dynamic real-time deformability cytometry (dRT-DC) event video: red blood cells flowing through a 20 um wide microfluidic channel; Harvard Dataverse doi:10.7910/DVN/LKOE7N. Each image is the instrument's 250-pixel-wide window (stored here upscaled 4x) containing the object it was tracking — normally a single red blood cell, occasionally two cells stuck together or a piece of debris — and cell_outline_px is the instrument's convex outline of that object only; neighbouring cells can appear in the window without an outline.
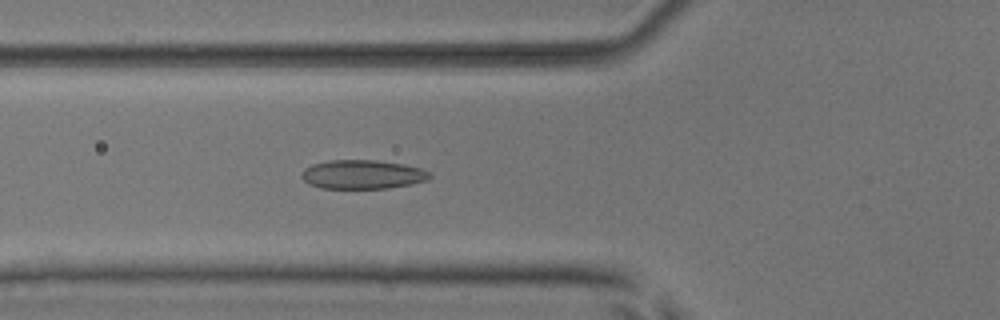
{"species": "common noctule bat (a hibernating species)", "species_latin": "Nyctalus noctula", "temperature_condition": "room temperature", "stored_images_in_passage": 6, "camera_frame_rate_fps": 3000, "um_per_image_px": 0.085, "animal": {"sex": "male", "body_mass_g": 17.9, "forearm_length_mm": 54.2}, "frame": {"image": 1, "passage_image": 6, "time_ms": 5.667, "image_size_px": [1000, 320], "cell_outline_px": [[432, 176], [428, 180], [412, 184], [388, 188], [320, 188], [308, 184], [300, 176], [304, 168], [312, 164], [328, 160], [376, 160], [404, 164], [420, 168], [432, 172]], "centroid_in_image_um": [30.82, 14.82], "position_along_channel_um": 95.0, "area_um2": 21.85}}